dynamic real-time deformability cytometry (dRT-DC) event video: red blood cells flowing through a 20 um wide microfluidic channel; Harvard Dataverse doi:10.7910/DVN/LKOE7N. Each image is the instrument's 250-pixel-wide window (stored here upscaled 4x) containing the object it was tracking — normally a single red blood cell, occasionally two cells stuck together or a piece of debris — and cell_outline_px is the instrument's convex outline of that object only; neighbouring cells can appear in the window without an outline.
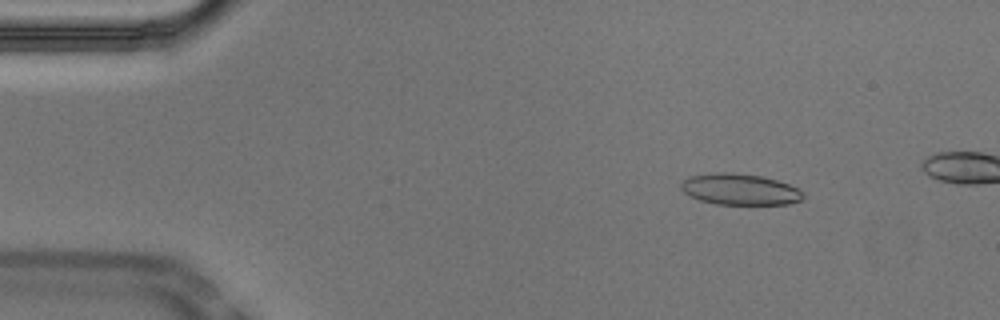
{"species": "Egyptian fruit bat (a non-hibernating species)", "species_latin": "Rousettus aegyptiacus", "temperature_condition": "cold", "stored_images_in_passage": 16, "camera_frame_rate_fps": 3000, "um_per_image_px": 0.085, "animal": {"sex": "male"}, "frame": {"image": 1, "passage_image": 7, "time_ms": 2.0, "image_size_px": [1000, 320], "cell_outline_px": [[804, 196], [800, 200], [788, 204], [716, 204], [700, 200], [684, 192], [680, 188], [680, 184], [688, 176], [720, 172], [732, 172], [760, 176], [776, 180], [800, 188], [804, 192]], "centroid_in_image_um": [62.9, 16.09], "position_along_channel_um": 22.1, "area_um2": 22.14}}